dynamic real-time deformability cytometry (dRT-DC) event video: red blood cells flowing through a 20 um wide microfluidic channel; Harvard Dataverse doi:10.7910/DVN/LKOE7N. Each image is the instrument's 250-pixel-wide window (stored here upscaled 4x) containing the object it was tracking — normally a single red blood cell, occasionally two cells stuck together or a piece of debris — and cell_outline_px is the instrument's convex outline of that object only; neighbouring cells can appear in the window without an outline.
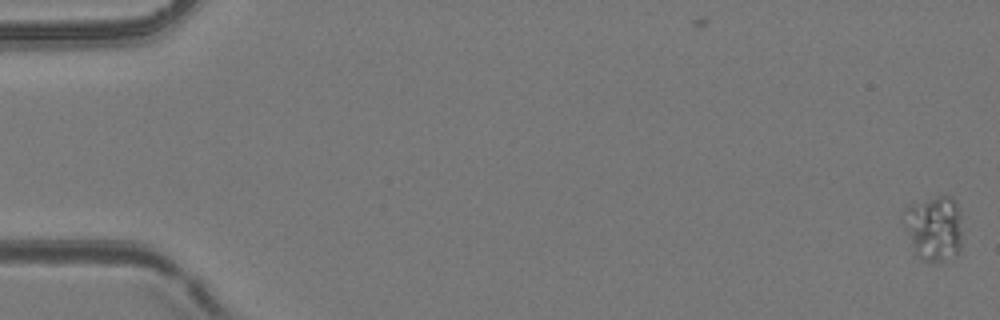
{"species": "common noctule bat (a hibernating species)", "species_latin": "Nyctalus noctula", "temperature_condition": "room temperature", "stored_images_in_passage": 8, "camera_frame_rate_fps": 3000, "um_per_image_px": 0.085, "animal": {"sex": "female", "body_mass_g": 24.6, "forearm_length_mm": 56.2}, "frame": {"image": 1, "passage_image": 2, "time_ms": 0.333, "image_size_px": [1000, 320], "cell_outline_px": [[960, 252], [956, 256], [940, 264], [936, 264], [920, 260], [916, 256], [904, 228], [904, 208], [908, 204], [944, 192], [952, 196], [956, 200], [960, 212]], "centroid_in_image_um": [79.38, 19.38], "position_along_channel_um": 5.6, "area_um2": 23.41}}